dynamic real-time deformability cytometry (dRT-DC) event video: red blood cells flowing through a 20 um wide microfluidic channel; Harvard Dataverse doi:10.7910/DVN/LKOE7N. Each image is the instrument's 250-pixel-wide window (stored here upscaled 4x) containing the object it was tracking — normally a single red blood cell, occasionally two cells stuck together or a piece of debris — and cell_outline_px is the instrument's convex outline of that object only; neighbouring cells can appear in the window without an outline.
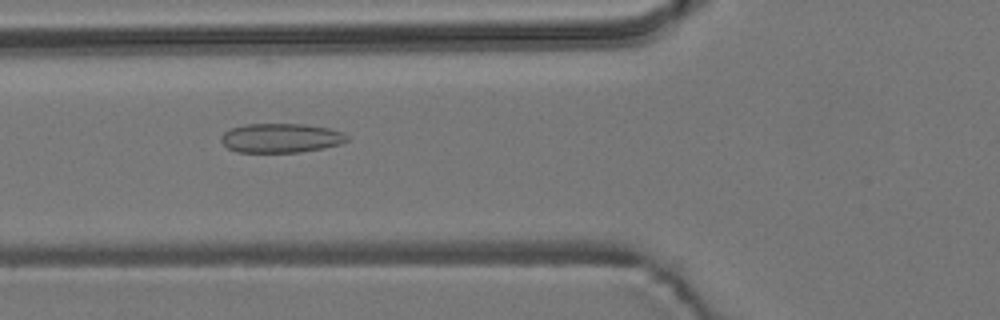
{"species": "common noctule bat (a hibernating species)", "species_latin": "Nyctalus noctula", "temperature_condition": "room temperature", "stored_images_in_passage": 39, "camera_frame_rate_fps": 3000, "um_per_image_px": 0.085, "animal": {"sex": "male", "body_mass_g": 19.2, "forearm_length_mm": 51.8}, "frame": {"image": 1, "passage_image": 11, "time_ms": 3.333, "image_size_px": [1000, 320], "cell_outline_px": [[348, 140], [340, 144], [324, 148], [300, 152], [236, 152], [228, 148], [220, 140], [220, 136], [224, 132], [232, 128], [244, 124], [304, 124], [328, 128], [344, 132], [348, 136]], "centroid_in_image_um": [23.88, 11.73], "position_along_channel_um": 101.9, "area_um2": 21.56}}
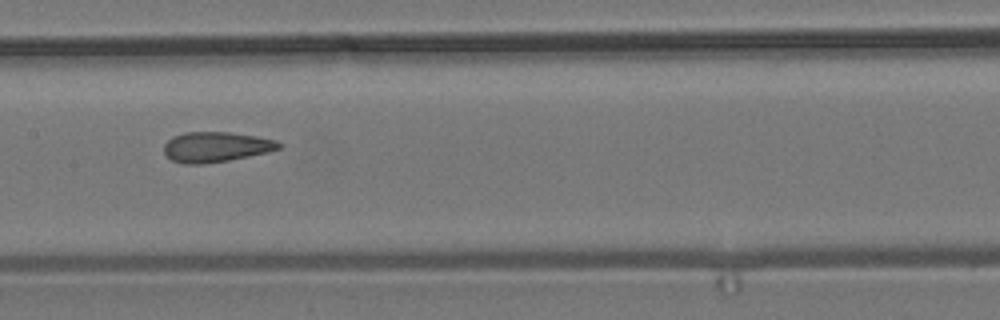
{"frame": {"image": 2, "passage_image": 18, "time_ms": 5.667, "image_size_px": [1000, 320], "cell_outline_px": [[284, 144], [280, 148], [268, 152], [228, 160], [200, 164], [184, 164], [172, 160], [164, 152], [164, 144], [172, 136], [184, 132], [228, 132], [256, 136], [276, 140]], "centroid_in_image_um": [18.36, 12.48], "position_along_channel_um": 189.0, "area_um2": 20.17}}
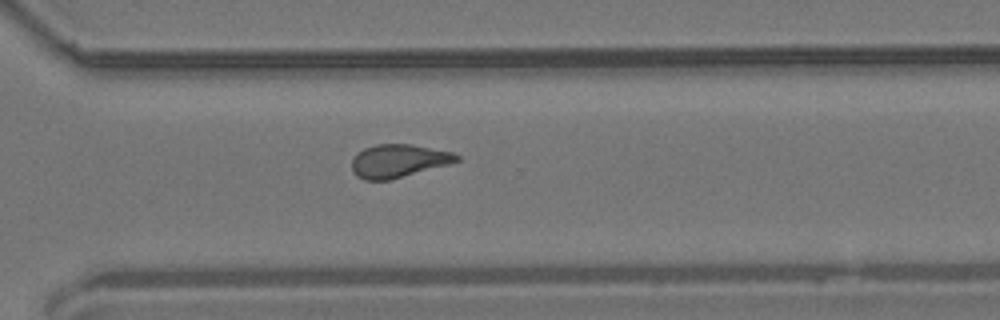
{"frame": {"image": 3, "passage_image": 30, "time_ms": 9.667, "image_size_px": [1000, 320], "cell_outline_px": [[460, 160], [448, 164], [388, 180], [364, 180], [356, 176], [352, 172], [352, 160], [364, 148], [376, 144], [412, 144], [452, 152], [460, 156]], "centroid_in_image_um": [33.85, 13.67], "position_along_channel_um": 336.7, "area_um2": 20.0}, "authors_computed_cell_mechanics": {"area_um2": 20.2878, "velocity_mm_per_s": 3.7014, "shape_relaxation_time_tau1_ms": null, "shape_relaxation_time_tau2_ms": 1.8725, "deformation_change_tau1": null, "deformation_change_tau2": 0.1017}}